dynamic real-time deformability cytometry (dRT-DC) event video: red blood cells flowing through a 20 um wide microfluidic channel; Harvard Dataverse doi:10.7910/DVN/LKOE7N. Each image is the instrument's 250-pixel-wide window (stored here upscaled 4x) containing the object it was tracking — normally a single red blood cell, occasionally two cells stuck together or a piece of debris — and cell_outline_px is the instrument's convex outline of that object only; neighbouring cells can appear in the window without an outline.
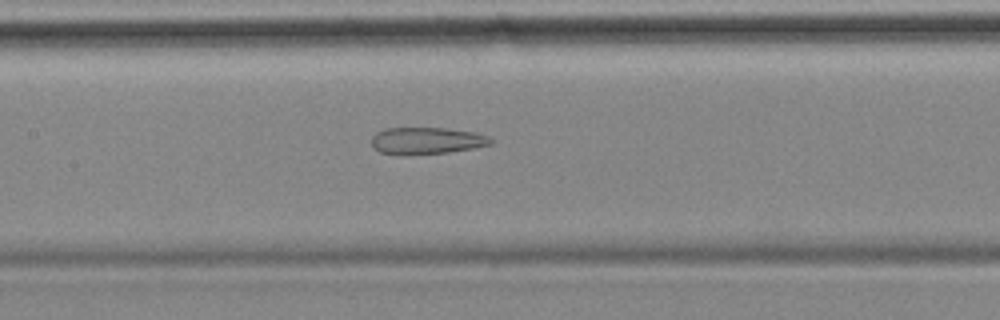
{"species": "common noctule bat (a hibernating species)", "species_latin": "Nyctalus noctula", "temperature_condition": "cold", "stored_images_in_passage": 57, "segment_of_instrument_passage": [2, 2], "camera_frame_rate_fps": 3000, "um_per_image_px": 0.085, "animal": {"sex": "female", "body_mass_g": 18.4}, "frame": {"image": 1, "passage_image": 26, "time_ms": 8.333, "image_size_px": [1000, 320], "cell_outline_px": [[492, 144], [472, 148], [448, 152], [380, 152], [372, 148], [372, 136], [376, 132], [384, 128], [448, 128], [472, 132], [488, 136], [492, 140]], "centroid_in_image_um": [36.27, 11.91], "position_along_channel_um": 171.1, "area_um2": 17.86}}
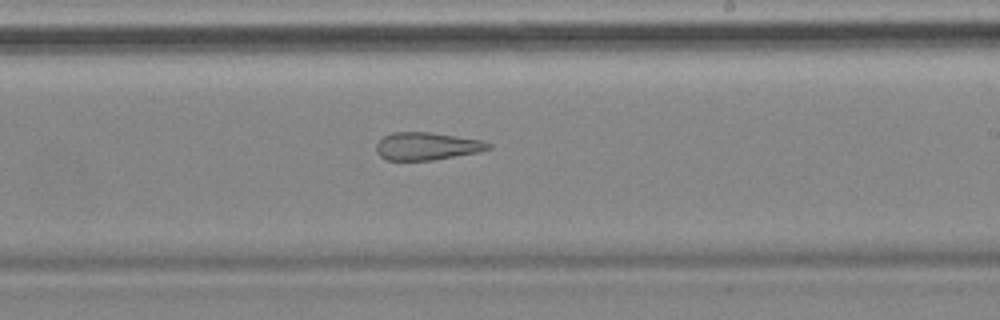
{"frame": {"image": 2, "passage_image": 33, "time_ms": 10.667, "image_size_px": [1000, 320], "cell_outline_px": [[492, 148], [480, 152], [432, 160], [388, 160], [380, 156], [376, 152], [376, 144], [384, 136], [392, 132], [428, 132], [484, 140], [492, 144]], "centroid_in_image_um": [36.32, 12.42], "position_along_channel_um": 252.7, "area_um2": 18.15}}
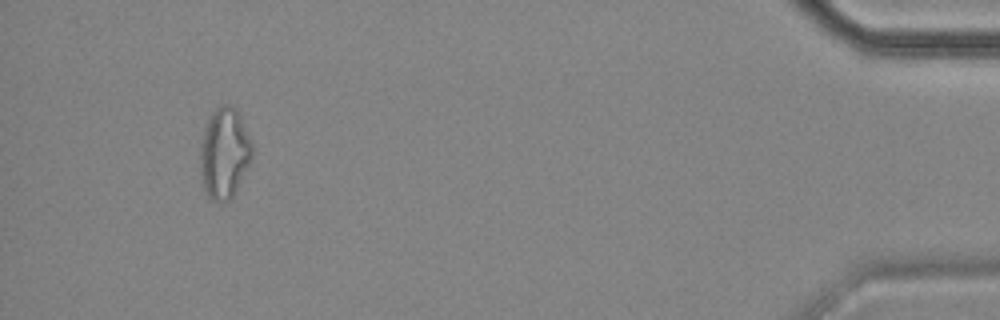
{"frame": {"image": 3, "passage_image": 53, "time_ms": 17.333, "image_size_px": [1000, 320], "cell_outline_px": [[252, 156], [232, 196], [228, 200], [212, 200], [208, 196], [200, 180], [200, 144], [204, 128], [212, 112], [220, 104], [232, 104], [240, 116], [252, 140]], "centroid_in_image_um": [19.04, 12.97], "position_along_channel_um": 416.2, "area_um2": 27.28}}